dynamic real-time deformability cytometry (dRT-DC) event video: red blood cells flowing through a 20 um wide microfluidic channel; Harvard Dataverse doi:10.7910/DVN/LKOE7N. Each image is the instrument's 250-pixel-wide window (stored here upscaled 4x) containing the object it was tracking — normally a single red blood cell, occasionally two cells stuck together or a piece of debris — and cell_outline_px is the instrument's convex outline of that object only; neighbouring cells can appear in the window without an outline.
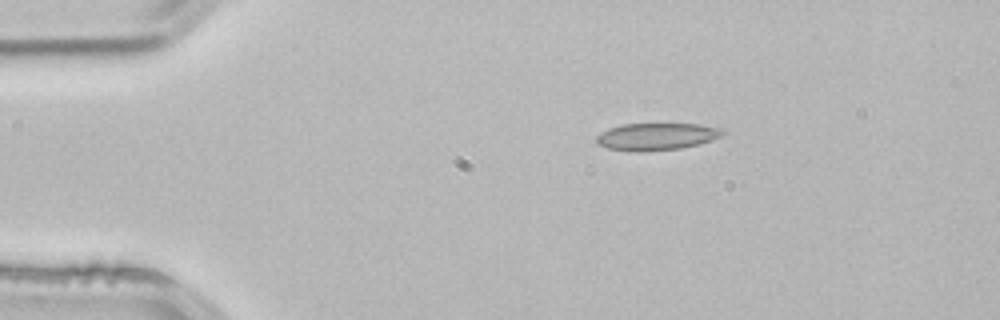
{"species": "common noctule bat (a hibernating species)", "species_latin": "Nyctalus noctula", "temperature_condition": "room temperature", "stored_images_in_passage": 4, "camera_frame_rate_fps": 3000, "um_per_image_px": 0.085, "animal": {"sex": "male", "body_mass_g": 21.5, "forearm_length_mm": 52.0}, "frame": {"image": 1, "passage_image": 2, "time_ms": 0.333, "image_size_px": [1000, 320], "cell_outline_px": [[724, 132], [720, 136], [712, 140], [700, 144], [680, 148], [644, 152], [636, 152], [608, 148], [600, 144], [596, 140], [596, 136], [600, 132], [608, 128], [624, 124], [700, 124], [724, 128]], "centroid_in_image_um": [55.82, 11.6], "position_along_channel_um": 29.2, "area_um2": 20.06}}